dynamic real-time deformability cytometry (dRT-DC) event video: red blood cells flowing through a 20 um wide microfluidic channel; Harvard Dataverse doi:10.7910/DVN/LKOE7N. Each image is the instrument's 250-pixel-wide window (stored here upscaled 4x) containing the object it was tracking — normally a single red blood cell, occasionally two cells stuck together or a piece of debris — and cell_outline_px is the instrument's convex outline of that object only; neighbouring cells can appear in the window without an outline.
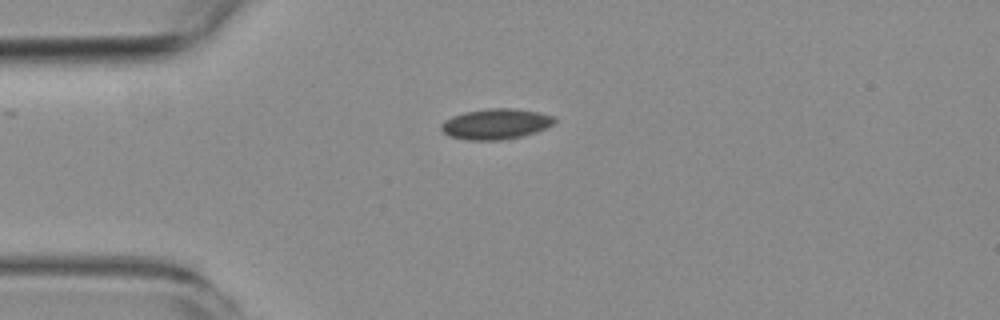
{"species": "common noctule bat (a hibernating species)", "species_latin": "Nyctalus noctula", "temperature_condition": "room temperature", "stored_images_in_passage": 5, "camera_frame_rate_fps": 3000, "um_per_image_px": 0.085, "animal": {"sex": "female", "body_mass_g": 19.3, "forearm_length_mm": 54.1}, "frame": {"image": 1, "passage_image": 5, "time_ms": 5.667, "image_size_px": [1000, 320], "cell_outline_px": [[556, 120], [548, 128], [524, 136], [500, 140], [468, 140], [448, 136], [440, 128], [440, 124], [444, 120], [452, 116], [464, 112], [488, 108], [512, 108], [536, 112], [552, 116]], "centroid_in_image_um": [42.11, 10.54], "position_along_channel_um": 42.9, "area_um2": 20.23}}